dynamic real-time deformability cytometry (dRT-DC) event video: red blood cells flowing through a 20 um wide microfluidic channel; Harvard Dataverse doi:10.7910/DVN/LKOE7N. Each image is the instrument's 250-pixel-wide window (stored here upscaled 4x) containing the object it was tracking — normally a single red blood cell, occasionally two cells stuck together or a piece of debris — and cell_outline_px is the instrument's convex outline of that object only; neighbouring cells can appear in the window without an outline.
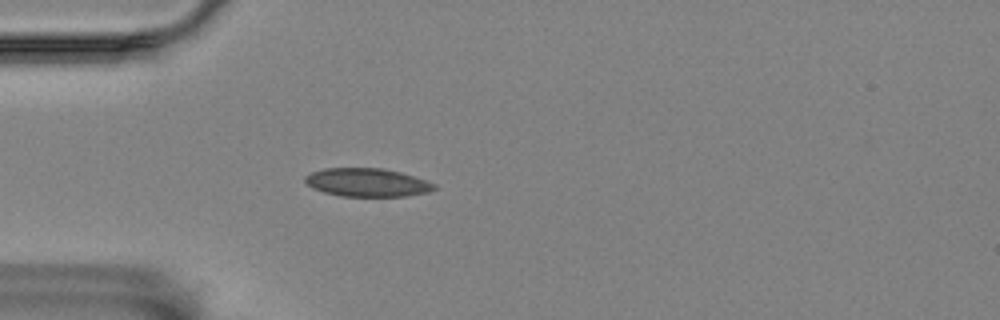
{"species": "Egyptian fruit bat (a non-hibernating species)", "species_latin": "Rousettus aegyptiacus", "temperature_condition": "room temperature", "stored_images_in_passage": 50, "camera_frame_rate_fps": 3000, "um_per_image_px": 0.085, "animal": {"sex": "female"}, "frame": {"image": 1, "passage_image": 10, "time_ms": 3.0, "image_size_px": [1000, 320], "cell_outline_px": [[436, 188], [428, 192], [404, 196], [340, 196], [324, 192], [312, 188], [304, 180], [304, 176], [312, 172], [324, 168], [384, 168], [400, 172], [436, 184]], "centroid_in_image_um": [31.18, 15.5], "position_along_channel_um": 53.8, "area_um2": 21.21}}
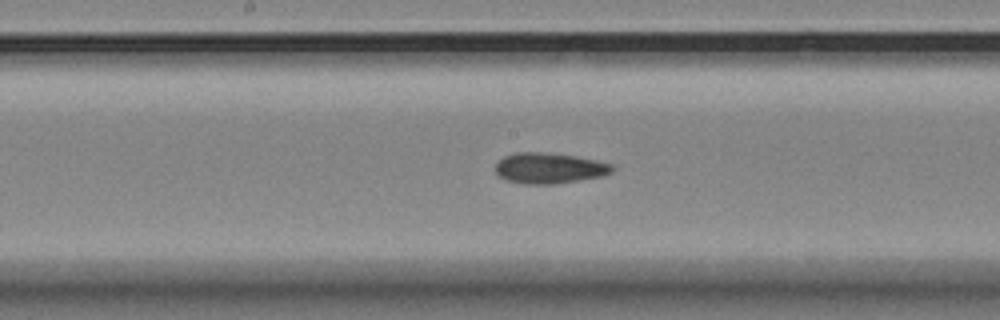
{"frame": {"image": 2, "passage_image": 23, "time_ms": 7.333, "image_size_px": [1000, 320], "cell_outline_px": [[616, 168], [612, 172], [600, 176], [580, 180], [552, 184], [524, 184], [508, 180], [500, 176], [496, 172], [496, 164], [504, 156], [516, 152], [540, 152], [576, 156], [596, 160], [612, 164]], "centroid_in_image_um": [46.71, 14.29], "position_along_channel_um": 201.5, "area_um2": 20.75}}
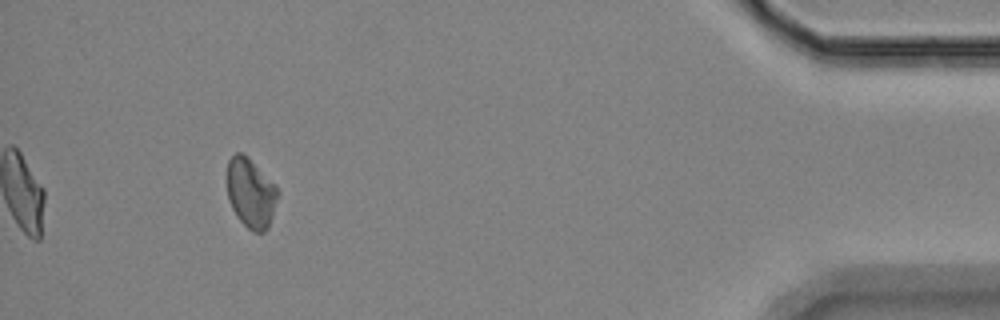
{"frame": {"image": 3, "passage_image": 46, "time_ms": 15.0, "image_size_px": [1000, 320], "cell_outline_px": [[280, 192], [268, 228], [264, 232], [252, 232], [236, 216], [232, 208], [228, 196], [228, 160], [236, 152], [240, 152], [248, 156], [276, 184]], "centroid_in_image_um": [21.35, 16.4], "position_along_channel_um": 413.9, "area_um2": 20.69}, "authors_computed_cell_mechanics": {"area_um2": 20.8947, "velocity_mm_per_s": 3.5532, "shape_relaxation_time_tau1_ms": 6.397, "shape_relaxation_time_tau2_ms": 2.9642, "deformation_change_tau1": 0.0883, "deformation_change_tau2": 0.0693}}